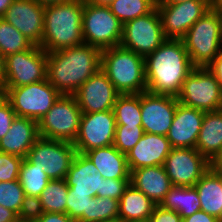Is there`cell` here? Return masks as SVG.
Wrapping results in <instances>:
<instances>
[{
    "instance_id": "33",
    "label": "cell",
    "mask_w": 222,
    "mask_h": 222,
    "mask_svg": "<svg viewBox=\"0 0 222 222\" xmlns=\"http://www.w3.org/2000/svg\"><path fill=\"white\" fill-rule=\"evenodd\" d=\"M33 45L10 23L0 18V52L4 58L17 52L26 51Z\"/></svg>"
},
{
    "instance_id": "54",
    "label": "cell",
    "mask_w": 222,
    "mask_h": 222,
    "mask_svg": "<svg viewBox=\"0 0 222 222\" xmlns=\"http://www.w3.org/2000/svg\"><path fill=\"white\" fill-rule=\"evenodd\" d=\"M129 222H151L149 219L144 220H136V221H129Z\"/></svg>"
},
{
    "instance_id": "18",
    "label": "cell",
    "mask_w": 222,
    "mask_h": 222,
    "mask_svg": "<svg viewBox=\"0 0 222 222\" xmlns=\"http://www.w3.org/2000/svg\"><path fill=\"white\" fill-rule=\"evenodd\" d=\"M45 7L36 0H15L2 17L34 45H41L44 35Z\"/></svg>"
},
{
    "instance_id": "20",
    "label": "cell",
    "mask_w": 222,
    "mask_h": 222,
    "mask_svg": "<svg viewBox=\"0 0 222 222\" xmlns=\"http://www.w3.org/2000/svg\"><path fill=\"white\" fill-rule=\"evenodd\" d=\"M171 149L166 136L144 133L139 142L126 154L129 171L163 165Z\"/></svg>"
},
{
    "instance_id": "38",
    "label": "cell",
    "mask_w": 222,
    "mask_h": 222,
    "mask_svg": "<svg viewBox=\"0 0 222 222\" xmlns=\"http://www.w3.org/2000/svg\"><path fill=\"white\" fill-rule=\"evenodd\" d=\"M22 157L0 152V182L19 180Z\"/></svg>"
},
{
    "instance_id": "7",
    "label": "cell",
    "mask_w": 222,
    "mask_h": 222,
    "mask_svg": "<svg viewBox=\"0 0 222 222\" xmlns=\"http://www.w3.org/2000/svg\"><path fill=\"white\" fill-rule=\"evenodd\" d=\"M81 115L75 96L61 95L38 121L40 137L74 143Z\"/></svg>"
},
{
    "instance_id": "35",
    "label": "cell",
    "mask_w": 222,
    "mask_h": 222,
    "mask_svg": "<svg viewBox=\"0 0 222 222\" xmlns=\"http://www.w3.org/2000/svg\"><path fill=\"white\" fill-rule=\"evenodd\" d=\"M144 134L142 125H116L113 145L127 154Z\"/></svg>"
},
{
    "instance_id": "57",
    "label": "cell",
    "mask_w": 222,
    "mask_h": 222,
    "mask_svg": "<svg viewBox=\"0 0 222 222\" xmlns=\"http://www.w3.org/2000/svg\"><path fill=\"white\" fill-rule=\"evenodd\" d=\"M220 18H221V27H222V12H219Z\"/></svg>"
},
{
    "instance_id": "47",
    "label": "cell",
    "mask_w": 222,
    "mask_h": 222,
    "mask_svg": "<svg viewBox=\"0 0 222 222\" xmlns=\"http://www.w3.org/2000/svg\"><path fill=\"white\" fill-rule=\"evenodd\" d=\"M210 167L222 175V148L220 152L210 161Z\"/></svg>"
},
{
    "instance_id": "30",
    "label": "cell",
    "mask_w": 222,
    "mask_h": 222,
    "mask_svg": "<svg viewBox=\"0 0 222 222\" xmlns=\"http://www.w3.org/2000/svg\"><path fill=\"white\" fill-rule=\"evenodd\" d=\"M68 186L65 179H52L39 196L44 212L66 214Z\"/></svg>"
},
{
    "instance_id": "21",
    "label": "cell",
    "mask_w": 222,
    "mask_h": 222,
    "mask_svg": "<svg viewBox=\"0 0 222 222\" xmlns=\"http://www.w3.org/2000/svg\"><path fill=\"white\" fill-rule=\"evenodd\" d=\"M39 138L37 121L16 116L9 131L0 139V152L26 158L29 150Z\"/></svg>"
},
{
    "instance_id": "27",
    "label": "cell",
    "mask_w": 222,
    "mask_h": 222,
    "mask_svg": "<svg viewBox=\"0 0 222 222\" xmlns=\"http://www.w3.org/2000/svg\"><path fill=\"white\" fill-rule=\"evenodd\" d=\"M156 205L144 193L129 184L119 200L118 220L129 222L149 219Z\"/></svg>"
},
{
    "instance_id": "9",
    "label": "cell",
    "mask_w": 222,
    "mask_h": 222,
    "mask_svg": "<svg viewBox=\"0 0 222 222\" xmlns=\"http://www.w3.org/2000/svg\"><path fill=\"white\" fill-rule=\"evenodd\" d=\"M181 104L203 112L222 110V88L208 67H195L177 96Z\"/></svg>"
},
{
    "instance_id": "4",
    "label": "cell",
    "mask_w": 222,
    "mask_h": 222,
    "mask_svg": "<svg viewBox=\"0 0 222 222\" xmlns=\"http://www.w3.org/2000/svg\"><path fill=\"white\" fill-rule=\"evenodd\" d=\"M101 70L120 94L147 90L144 57L120 45L102 50Z\"/></svg>"
},
{
    "instance_id": "56",
    "label": "cell",
    "mask_w": 222,
    "mask_h": 222,
    "mask_svg": "<svg viewBox=\"0 0 222 222\" xmlns=\"http://www.w3.org/2000/svg\"><path fill=\"white\" fill-rule=\"evenodd\" d=\"M98 222H120L119 220L98 221Z\"/></svg>"
},
{
    "instance_id": "11",
    "label": "cell",
    "mask_w": 222,
    "mask_h": 222,
    "mask_svg": "<svg viewBox=\"0 0 222 222\" xmlns=\"http://www.w3.org/2000/svg\"><path fill=\"white\" fill-rule=\"evenodd\" d=\"M165 40L161 17L155 7L150 13L123 24L120 46L145 58Z\"/></svg>"
},
{
    "instance_id": "34",
    "label": "cell",
    "mask_w": 222,
    "mask_h": 222,
    "mask_svg": "<svg viewBox=\"0 0 222 222\" xmlns=\"http://www.w3.org/2000/svg\"><path fill=\"white\" fill-rule=\"evenodd\" d=\"M119 200L109 197H92L89 215H83V222L118 220Z\"/></svg>"
},
{
    "instance_id": "45",
    "label": "cell",
    "mask_w": 222,
    "mask_h": 222,
    "mask_svg": "<svg viewBox=\"0 0 222 222\" xmlns=\"http://www.w3.org/2000/svg\"><path fill=\"white\" fill-rule=\"evenodd\" d=\"M208 69L216 76L222 88V51L208 66Z\"/></svg>"
},
{
    "instance_id": "42",
    "label": "cell",
    "mask_w": 222,
    "mask_h": 222,
    "mask_svg": "<svg viewBox=\"0 0 222 222\" xmlns=\"http://www.w3.org/2000/svg\"><path fill=\"white\" fill-rule=\"evenodd\" d=\"M149 220L151 222H182V217L174 210L156 205Z\"/></svg>"
},
{
    "instance_id": "32",
    "label": "cell",
    "mask_w": 222,
    "mask_h": 222,
    "mask_svg": "<svg viewBox=\"0 0 222 222\" xmlns=\"http://www.w3.org/2000/svg\"><path fill=\"white\" fill-rule=\"evenodd\" d=\"M157 0H114L109 8L124 24L130 20L150 13L156 7Z\"/></svg>"
},
{
    "instance_id": "44",
    "label": "cell",
    "mask_w": 222,
    "mask_h": 222,
    "mask_svg": "<svg viewBox=\"0 0 222 222\" xmlns=\"http://www.w3.org/2000/svg\"><path fill=\"white\" fill-rule=\"evenodd\" d=\"M220 220L214 216L207 214L205 211H197L189 217L182 218V222H219Z\"/></svg>"
},
{
    "instance_id": "51",
    "label": "cell",
    "mask_w": 222,
    "mask_h": 222,
    "mask_svg": "<svg viewBox=\"0 0 222 222\" xmlns=\"http://www.w3.org/2000/svg\"><path fill=\"white\" fill-rule=\"evenodd\" d=\"M114 0H83V2L91 3L94 5L109 6Z\"/></svg>"
},
{
    "instance_id": "31",
    "label": "cell",
    "mask_w": 222,
    "mask_h": 222,
    "mask_svg": "<svg viewBox=\"0 0 222 222\" xmlns=\"http://www.w3.org/2000/svg\"><path fill=\"white\" fill-rule=\"evenodd\" d=\"M51 179L43 170L30 163L26 158L21 164L19 181L25 195L39 197Z\"/></svg>"
},
{
    "instance_id": "40",
    "label": "cell",
    "mask_w": 222,
    "mask_h": 222,
    "mask_svg": "<svg viewBox=\"0 0 222 222\" xmlns=\"http://www.w3.org/2000/svg\"><path fill=\"white\" fill-rule=\"evenodd\" d=\"M44 214L39 197L25 195L21 210L18 214L20 220L37 221Z\"/></svg>"
},
{
    "instance_id": "43",
    "label": "cell",
    "mask_w": 222,
    "mask_h": 222,
    "mask_svg": "<svg viewBox=\"0 0 222 222\" xmlns=\"http://www.w3.org/2000/svg\"><path fill=\"white\" fill-rule=\"evenodd\" d=\"M37 222H75L69 215L55 212H44Z\"/></svg>"
},
{
    "instance_id": "15",
    "label": "cell",
    "mask_w": 222,
    "mask_h": 222,
    "mask_svg": "<svg viewBox=\"0 0 222 222\" xmlns=\"http://www.w3.org/2000/svg\"><path fill=\"white\" fill-rule=\"evenodd\" d=\"M163 166L173 186L192 187L210 162L196 148H172Z\"/></svg>"
},
{
    "instance_id": "6",
    "label": "cell",
    "mask_w": 222,
    "mask_h": 222,
    "mask_svg": "<svg viewBox=\"0 0 222 222\" xmlns=\"http://www.w3.org/2000/svg\"><path fill=\"white\" fill-rule=\"evenodd\" d=\"M1 94L9 101L16 116L39 121L62 95L46 79L20 86L2 88Z\"/></svg>"
},
{
    "instance_id": "12",
    "label": "cell",
    "mask_w": 222,
    "mask_h": 222,
    "mask_svg": "<svg viewBox=\"0 0 222 222\" xmlns=\"http://www.w3.org/2000/svg\"><path fill=\"white\" fill-rule=\"evenodd\" d=\"M77 151L73 143L40 137L26 159L49 178L65 179Z\"/></svg>"
},
{
    "instance_id": "25",
    "label": "cell",
    "mask_w": 222,
    "mask_h": 222,
    "mask_svg": "<svg viewBox=\"0 0 222 222\" xmlns=\"http://www.w3.org/2000/svg\"><path fill=\"white\" fill-rule=\"evenodd\" d=\"M201 204L200 209L207 214L222 219V175L211 167L194 185Z\"/></svg>"
},
{
    "instance_id": "26",
    "label": "cell",
    "mask_w": 222,
    "mask_h": 222,
    "mask_svg": "<svg viewBox=\"0 0 222 222\" xmlns=\"http://www.w3.org/2000/svg\"><path fill=\"white\" fill-rule=\"evenodd\" d=\"M209 162L222 148V110L205 112L195 147Z\"/></svg>"
},
{
    "instance_id": "41",
    "label": "cell",
    "mask_w": 222,
    "mask_h": 222,
    "mask_svg": "<svg viewBox=\"0 0 222 222\" xmlns=\"http://www.w3.org/2000/svg\"><path fill=\"white\" fill-rule=\"evenodd\" d=\"M16 117L9 101L0 93V139L9 131L10 126Z\"/></svg>"
},
{
    "instance_id": "16",
    "label": "cell",
    "mask_w": 222,
    "mask_h": 222,
    "mask_svg": "<svg viewBox=\"0 0 222 222\" xmlns=\"http://www.w3.org/2000/svg\"><path fill=\"white\" fill-rule=\"evenodd\" d=\"M178 99L175 96L141 93V120L144 133L166 136L172 124Z\"/></svg>"
},
{
    "instance_id": "1",
    "label": "cell",
    "mask_w": 222,
    "mask_h": 222,
    "mask_svg": "<svg viewBox=\"0 0 222 222\" xmlns=\"http://www.w3.org/2000/svg\"><path fill=\"white\" fill-rule=\"evenodd\" d=\"M147 90L152 94H180L183 82L195 66L181 39H166L145 58Z\"/></svg>"
},
{
    "instance_id": "55",
    "label": "cell",
    "mask_w": 222,
    "mask_h": 222,
    "mask_svg": "<svg viewBox=\"0 0 222 222\" xmlns=\"http://www.w3.org/2000/svg\"><path fill=\"white\" fill-rule=\"evenodd\" d=\"M16 222H37V221H31V220H20V219H18Z\"/></svg>"
},
{
    "instance_id": "13",
    "label": "cell",
    "mask_w": 222,
    "mask_h": 222,
    "mask_svg": "<svg viewBox=\"0 0 222 222\" xmlns=\"http://www.w3.org/2000/svg\"><path fill=\"white\" fill-rule=\"evenodd\" d=\"M116 121L113 110L82 113L79 132L74 141L76 151H87L113 145Z\"/></svg>"
},
{
    "instance_id": "8",
    "label": "cell",
    "mask_w": 222,
    "mask_h": 222,
    "mask_svg": "<svg viewBox=\"0 0 222 222\" xmlns=\"http://www.w3.org/2000/svg\"><path fill=\"white\" fill-rule=\"evenodd\" d=\"M123 24L111 12L109 6L84 2L82 36L85 44L100 50L119 46Z\"/></svg>"
},
{
    "instance_id": "19",
    "label": "cell",
    "mask_w": 222,
    "mask_h": 222,
    "mask_svg": "<svg viewBox=\"0 0 222 222\" xmlns=\"http://www.w3.org/2000/svg\"><path fill=\"white\" fill-rule=\"evenodd\" d=\"M205 112L177 104L172 124L166 135L172 148H195Z\"/></svg>"
},
{
    "instance_id": "49",
    "label": "cell",
    "mask_w": 222,
    "mask_h": 222,
    "mask_svg": "<svg viewBox=\"0 0 222 222\" xmlns=\"http://www.w3.org/2000/svg\"><path fill=\"white\" fill-rule=\"evenodd\" d=\"M210 9L217 13L222 12V0H210Z\"/></svg>"
},
{
    "instance_id": "48",
    "label": "cell",
    "mask_w": 222,
    "mask_h": 222,
    "mask_svg": "<svg viewBox=\"0 0 222 222\" xmlns=\"http://www.w3.org/2000/svg\"><path fill=\"white\" fill-rule=\"evenodd\" d=\"M15 0H0V18H2L6 10L11 6Z\"/></svg>"
},
{
    "instance_id": "10",
    "label": "cell",
    "mask_w": 222,
    "mask_h": 222,
    "mask_svg": "<svg viewBox=\"0 0 222 222\" xmlns=\"http://www.w3.org/2000/svg\"><path fill=\"white\" fill-rule=\"evenodd\" d=\"M47 78V52L33 45L26 51L5 57L2 88H17Z\"/></svg>"
},
{
    "instance_id": "52",
    "label": "cell",
    "mask_w": 222,
    "mask_h": 222,
    "mask_svg": "<svg viewBox=\"0 0 222 222\" xmlns=\"http://www.w3.org/2000/svg\"><path fill=\"white\" fill-rule=\"evenodd\" d=\"M36 1L45 7V6L55 5L61 2H66L69 0H36Z\"/></svg>"
},
{
    "instance_id": "17",
    "label": "cell",
    "mask_w": 222,
    "mask_h": 222,
    "mask_svg": "<svg viewBox=\"0 0 222 222\" xmlns=\"http://www.w3.org/2000/svg\"><path fill=\"white\" fill-rule=\"evenodd\" d=\"M73 95L82 113H96L113 110L120 93L100 69L84 82Z\"/></svg>"
},
{
    "instance_id": "39",
    "label": "cell",
    "mask_w": 222,
    "mask_h": 222,
    "mask_svg": "<svg viewBox=\"0 0 222 222\" xmlns=\"http://www.w3.org/2000/svg\"><path fill=\"white\" fill-rule=\"evenodd\" d=\"M130 184V179H105L101 181L100 190L97 191V197H109L120 200L125 189Z\"/></svg>"
},
{
    "instance_id": "28",
    "label": "cell",
    "mask_w": 222,
    "mask_h": 222,
    "mask_svg": "<svg viewBox=\"0 0 222 222\" xmlns=\"http://www.w3.org/2000/svg\"><path fill=\"white\" fill-rule=\"evenodd\" d=\"M161 207L176 211L182 218L200 211L199 195L194 186H173L159 204Z\"/></svg>"
},
{
    "instance_id": "3",
    "label": "cell",
    "mask_w": 222,
    "mask_h": 222,
    "mask_svg": "<svg viewBox=\"0 0 222 222\" xmlns=\"http://www.w3.org/2000/svg\"><path fill=\"white\" fill-rule=\"evenodd\" d=\"M83 9V0L45 6L44 35L40 47L48 53L84 44Z\"/></svg>"
},
{
    "instance_id": "29",
    "label": "cell",
    "mask_w": 222,
    "mask_h": 222,
    "mask_svg": "<svg viewBox=\"0 0 222 222\" xmlns=\"http://www.w3.org/2000/svg\"><path fill=\"white\" fill-rule=\"evenodd\" d=\"M113 112L116 125H141V93L120 94Z\"/></svg>"
},
{
    "instance_id": "50",
    "label": "cell",
    "mask_w": 222,
    "mask_h": 222,
    "mask_svg": "<svg viewBox=\"0 0 222 222\" xmlns=\"http://www.w3.org/2000/svg\"><path fill=\"white\" fill-rule=\"evenodd\" d=\"M4 64H5V58L0 52V91L3 86V78H4Z\"/></svg>"
},
{
    "instance_id": "14",
    "label": "cell",
    "mask_w": 222,
    "mask_h": 222,
    "mask_svg": "<svg viewBox=\"0 0 222 222\" xmlns=\"http://www.w3.org/2000/svg\"><path fill=\"white\" fill-rule=\"evenodd\" d=\"M166 39H182L192 25L210 10V0L156 4Z\"/></svg>"
},
{
    "instance_id": "22",
    "label": "cell",
    "mask_w": 222,
    "mask_h": 222,
    "mask_svg": "<svg viewBox=\"0 0 222 222\" xmlns=\"http://www.w3.org/2000/svg\"><path fill=\"white\" fill-rule=\"evenodd\" d=\"M130 184L159 205L173 187L164 166H147L130 171Z\"/></svg>"
},
{
    "instance_id": "37",
    "label": "cell",
    "mask_w": 222,
    "mask_h": 222,
    "mask_svg": "<svg viewBox=\"0 0 222 222\" xmlns=\"http://www.w3.org/2000/svg\"><path fill=\"white\" fill-rule=\"evenodd\" d=\"M91 194L74 193L68 187L66 214L75 222H83V215H89Z\"/></svg>"
},
{
    "instance_id": "2",
    "label": "cell",
    "mask_w": 222,
    "mask_h": 222,
    "mask_svg": "<svg viewBox=\"0 0 222 222\" xmlns=\"http://www.w3.org/2000/svg\"><path fill=\"white\" fill-rule=\"evenodd\" d=\"M97 47L81 44L47 53V80L62 95H73L101 69Z\"/></svg>"
},
{
    "instance_id": "53",
    "label": "cell",
    "mask_w": 222,
    "mask_h": 222,
    "mask_svg": "<svg viewBox=\"0 0 222 222\" xmlns=\"http://www.w3.org/2000/svg\"><path fill=\"white\" fill-rule=\"evenodd\" d=\"M189 0H157L156 4H176V3H182Z\"/></svg>"
},
{
    "instance_id": "23",
    "label": "cell",
    "mask_w": 222,
    "mask_h": 222,
    "mask_svg": "<svg viewBox=\"0 0 222 222\" xmlns=\"http://www.w3.org/2000/svg\"><path fill=\"white\" fill-rule=\"evenodd\" d=\"M103 176L93 162L85 155L76 153L65 177L67 186L74 193H87L97 197Z\"/></svg>"
},
{
    "instance_id": "46",
    "label": "cell",
    "mask_w": 222,
    "mask_h": 222,
    "mask_svg": "<svg viewBox=\"0 0 222 222\" xmlns=\"http://www.w3.org/2000/svg\"><path fill=\"white\" fill-rule=\"evenodd\" d=\"M18 220V215L3 206L0 205V222H16Z\"/></svg>"
},
{
    "instance_id": "36",
    "label": "cell",
    "mask_w": 222,
    "mask_h": 222,
    "mask_svg": "<svg viewBox=\"0 0 222 222\" xmlns=\"http://www.w3.org/2000/svg\"><path fill=\"white\" fill-rule=\"evenodd\" d=\"M24 196L19 180L0 182V205L14 211L17 215L21 210Z\"/></svg>"
},
{
    "instance_id": "24",
    "label": "cell",
    "mask_w": 222,
    "mask_h": 222,
    "mask_svg": "<svg viewBox=\"0 0 222 222\" xmlns=\"http://www.w3.org/2000/svg\"><path fill=\"white\" fill-rule=\"evenodd\" d=\"M85 155L93 162L105 179H130L126 155L114 145L87 151Z\"/></svg>"
},
{
    "instance_id": "5",
    "label": "cell",
    "mask_w": 222,
    "mask_h": 222,
    "mask_svg": "<svg viewBox=\"0 0 222 222\" xmlns=\"http://www.w3.org/2000/svg\"><path fill=\"white\" fill-rule=\"evenodd\" d=\"M195 67H208L222 51V27L219 13L209 10L181 39Z\"/></svg>"
}]
</instances>
